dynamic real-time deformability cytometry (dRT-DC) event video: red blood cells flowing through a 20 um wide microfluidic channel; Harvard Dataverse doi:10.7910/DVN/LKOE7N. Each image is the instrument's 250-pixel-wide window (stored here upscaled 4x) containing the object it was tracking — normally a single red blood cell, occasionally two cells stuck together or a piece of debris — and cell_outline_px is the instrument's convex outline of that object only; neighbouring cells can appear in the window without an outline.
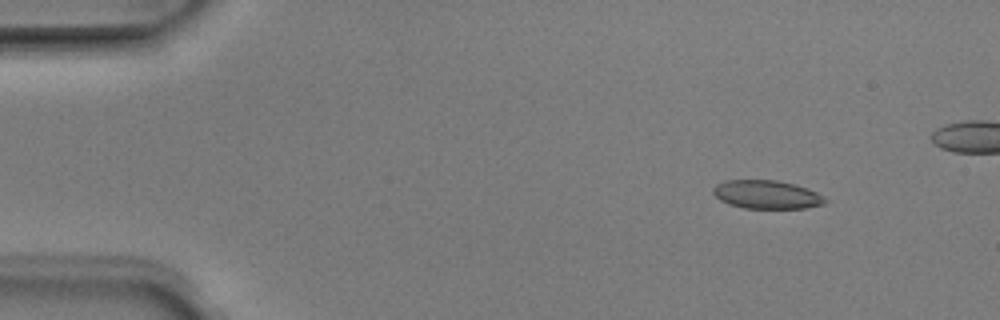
{"species": "Egyptian fruit bat (a non-hibernating species)", "species_latin": "Rousettus aegyptiacus", "temperature_condition": "room temperature", "stored_images_in_passage": 7, "camera_frame_rate_fps": 3000, "um_per_image_px": 0.085, "animal": {"sex": "male"}, "frame": {"image": 1, "passage_image": 2, "time_ms": 0.333, "image_size_px": [1000, 320], "cell_outline_px": [[828, 200], [824, 204], [804, 208], [744, 208], [728, 204], [720, 200], [712, 192], [712, 188], [716, 184], [724, 180], [776, 180], [808, 188], [824, 196]], "centroid_in_image_um": [65.15, 16.53], "position_along_channel_um": 19.8, "area_um2": 18.61}}
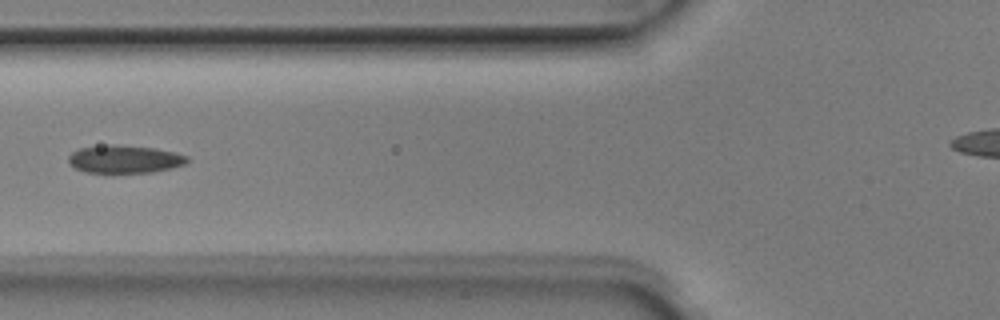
{"frame": {"image": 2, "passage_image": 6, "time_ms": 1.667, "image_size_px": [1000, 320], "cell_outline_px": [[188, 160], [184, 164], [152, 172], [84, 172], [68, 164], [68, 156], [72, 152], [80, 148], [108, 144], [116, 144], [152, 148], [176, 152], [188, 156]], "centroid_in_image_um": [10.55, 13.51], "position_along_channel_um": 115.3, "area_um2": 19.13}}
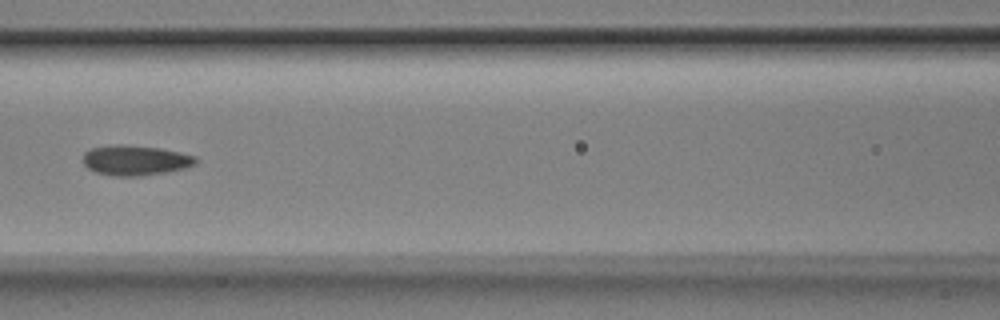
{"frame": {"image": 3, "passage_image": 7, "time_ms": 2.0, "image_size_px": [1000, 320], "cell_outline_px": [[200, 160], [196, 164], [184, 168], [168, 172], [140, 176], [112, 176], [96, 172], [88, 168], [84, 164], [84, 152], [92, 148], [112, 144], [128, 144], [160, 148], [180, 152], [196, 156]], "centroid_in_image_um": [11.54, 13.62], "position_along_channel_um": 155.1, "area_um2": 20.06}}